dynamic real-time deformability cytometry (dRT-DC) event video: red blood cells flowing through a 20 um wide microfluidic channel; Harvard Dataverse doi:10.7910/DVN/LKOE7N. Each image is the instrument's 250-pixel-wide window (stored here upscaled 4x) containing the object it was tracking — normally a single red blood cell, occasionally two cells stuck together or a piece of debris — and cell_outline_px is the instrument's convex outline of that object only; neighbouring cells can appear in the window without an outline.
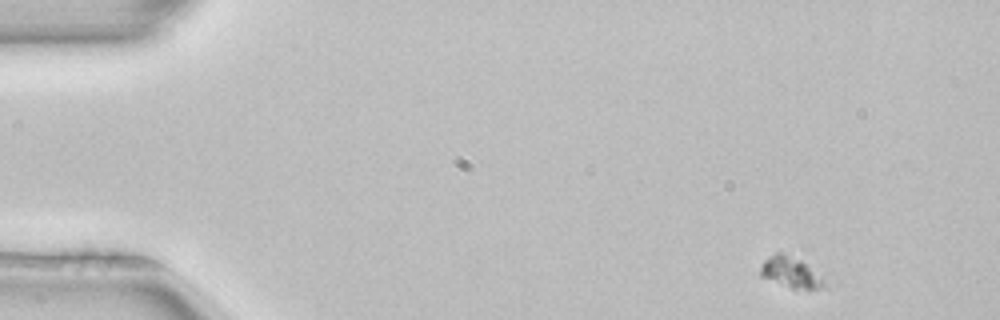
{"species": "common noctule bat (a hibernating species)", "species_latin": "Nyctalus noctula", "temperature_condition": "room temperature", "stored_images_in_passage": 48, "camera_frame_rate_fps": 3000, "um_per_image_px": 0.085, "animal": {"sex": "female", "body_mass_g": 22.7, "forearm_length_mm": 54.2}, "frame": {"image": 1, "passage_image": 1, "time_ms": 0.0, "image_size_px": [1000, 320], "cell_outline_px": [[836, 284], [828, 288], [792, 288], [760, 276], [760, 268], [764, 260], [776, 252], [780, 252], [800, 260]], "centroid_in_image_um": [67.37, 23.18], "position_along_channel_um": 17.6, "area_um2": 11.79}}
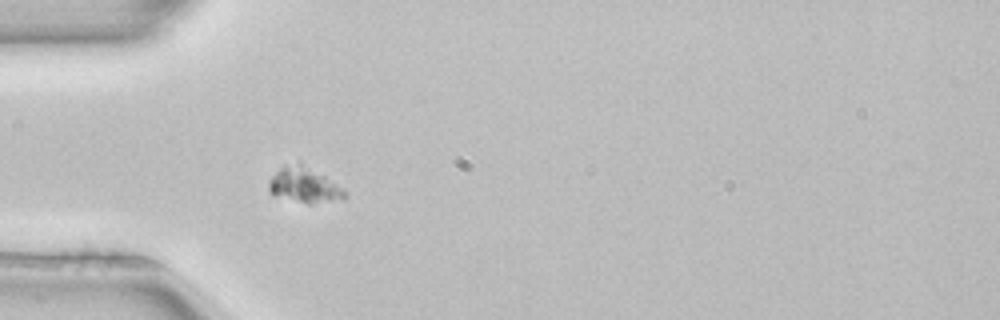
{"frame": {"image": 2, "passage_image": 12, "time_ms": 3.667, "image_size_px": [1000, 320], "cell_outline_px": [[348, 196], [344, 200], [312, 204], [308, 204], [272, 196], [268, 192], [268, 180], [284, 164], [300, 164], [324, 176], [344, 188]], "centroid_in_image_um": [25.86, 15.8], "position_along_channel_um": 59.1, "area_um2": 15.78}}
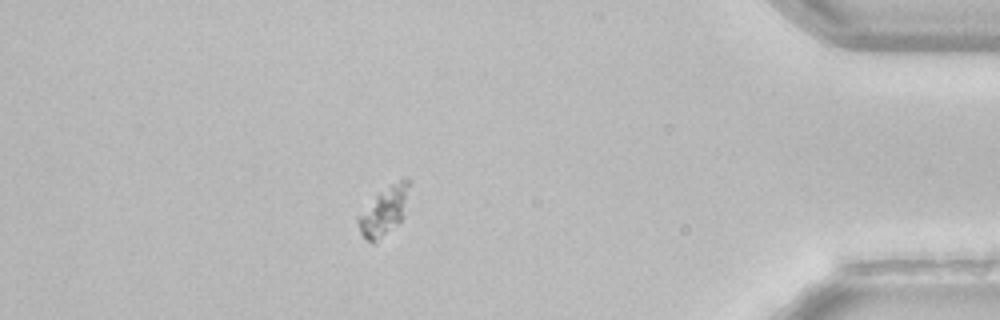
{"frame": {"image": 3, "passage_image": 42, "time_ms": 13.667, "image_size_px": [1000, 320], "cell_outline_px": [[408, 184], [404, 216], [376, 244], [372, 244], [360, 232], [356, 220], [356, 216], [380, 192], [404, 176], [408, 176]], "centroid_in_image_um": [32.61, 17.97], "position_along_channel_um": 402.6, "area_um2": 14.16}}